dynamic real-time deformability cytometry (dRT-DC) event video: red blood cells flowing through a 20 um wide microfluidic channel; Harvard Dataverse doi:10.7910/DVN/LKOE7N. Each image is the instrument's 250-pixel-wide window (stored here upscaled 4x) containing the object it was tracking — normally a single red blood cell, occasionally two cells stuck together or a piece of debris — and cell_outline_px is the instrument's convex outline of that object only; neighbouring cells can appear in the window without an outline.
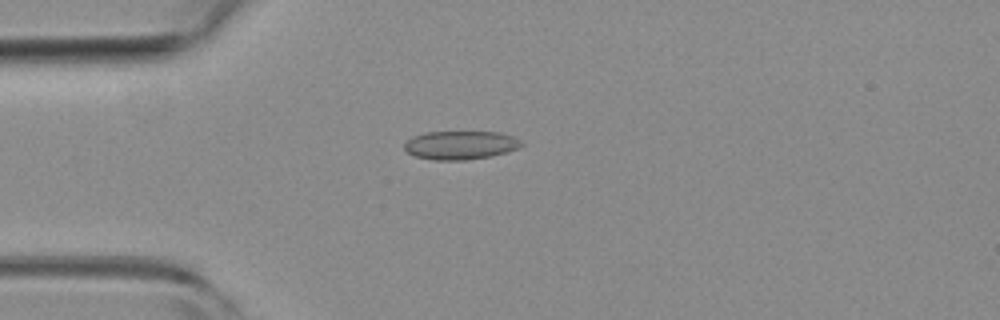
{"species": "common noctule bat (a hibernating species)", "species_latin": "Nyctalus noctula", "temperature_condition": "room temperature", "stored_images_in_passage": 5, "camera_frame_rate_fps": 3000, "um_per_image_px": 0.085, "animal": {"sex": "female", "body_mass_g": 19.3, "forearm_length_mm": 54.1}, "frame": {"image": 1, "passage_image": 4, "time_ms": 1.0, "image_size_px": [1000, 320], "cell_outline_px": [[524, 144], [520, 148], [508, 152], [488, 156], [464, 160], [432, 160], [416, 156], [408, 152], [404, 148], [404, 144], [412, 136], [424, 132], [500, 132], [512, 136], [520, 140]], "centroid_in_image_um": [39.15, 12.33], "position_along_channel_um": 45.8, "area_um2": 19.48}}